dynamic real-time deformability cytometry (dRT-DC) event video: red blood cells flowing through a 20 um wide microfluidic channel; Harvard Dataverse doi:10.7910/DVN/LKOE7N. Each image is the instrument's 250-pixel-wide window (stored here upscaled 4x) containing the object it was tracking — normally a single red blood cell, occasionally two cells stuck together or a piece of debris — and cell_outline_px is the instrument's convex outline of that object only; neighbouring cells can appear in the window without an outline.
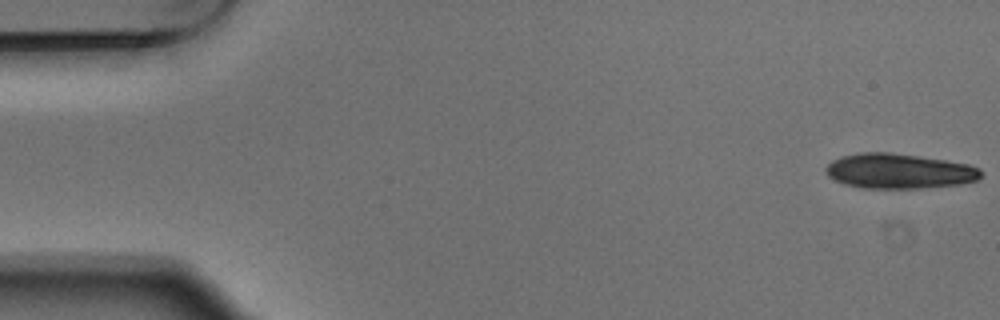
{"species": "Egyptian fruit bat (a non-hibernating species)", "species_latin": "Rousettus aegyptiacus", "temperature_condition": "warm", "stored_images_in_passage": 7, "camera_frame_rate_fps": 3000, "um_per_image_px": 0.085, "animal": {"sex": "male"}, "frame": {"image": 1, "passage_image": 1, "time_ms": 0.0, "image_size_px": [1000, 320], "cell_outline_px": [[984, 172], [976, 180], [960, 184], [920, 188], [860, 188], [844, 184], [828, 176], [824, 172], [824, 168], [832, 160], [840, 156], [860, 152], [892, 152], [920, 156], [968, 164], [980, 168]], "centroid_in_image_um": [76.38, 14.53], "position_along_channel_um": 8.6, "area_um2": 31.85}}
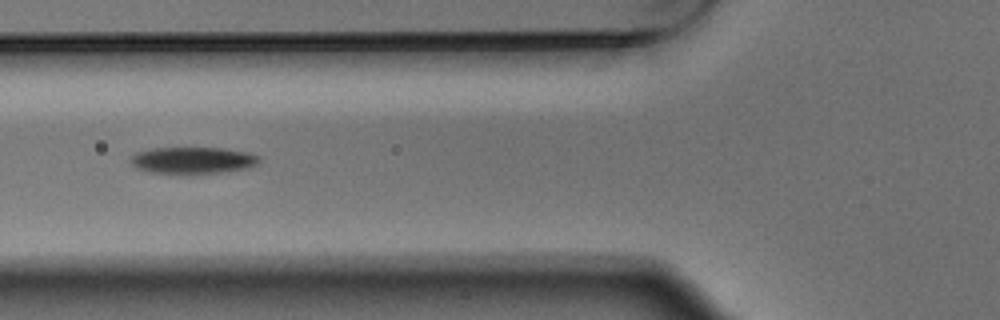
{"frame": {"image": 2, "passage_image": 6, "time_ms": 1.667, "image_size_px": [1000, 320], "cell_outline_px": [[260, 160], [256, 164], [248, 168], [224, 172], [188, 176], [184, 176], [152, 172], [136, 168], [128, 160], [136, 152], [152, 148], [224, 148], [248, 152], [260, 156]], "centroid_in_image_um": [16.38, 13.66], "position_along_channel_um": 109.4, "area_um2": 20.75}}
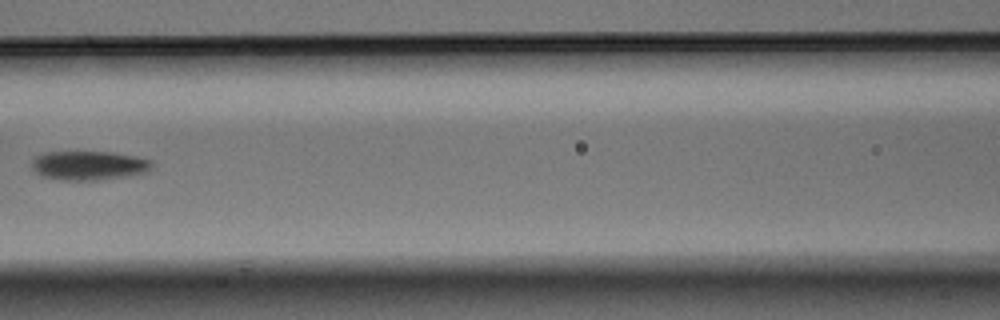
{"frame": {"image": 3, "passage_image": 7, "time_ms": 2.0, "image_size_px": [1000, 320], "cell_outline_px": [[152, 168], [148, 172], [100, 180], [64, 180], [40, 176], [32, 168], [32, 160], [36, 156], [44, 152], [112, 152], [136, 156], [152, 160]], "centroid_in_image_um": [7.56, 14.06], "position_along_channel_um": 159.0, "area_um2": 20.46}}